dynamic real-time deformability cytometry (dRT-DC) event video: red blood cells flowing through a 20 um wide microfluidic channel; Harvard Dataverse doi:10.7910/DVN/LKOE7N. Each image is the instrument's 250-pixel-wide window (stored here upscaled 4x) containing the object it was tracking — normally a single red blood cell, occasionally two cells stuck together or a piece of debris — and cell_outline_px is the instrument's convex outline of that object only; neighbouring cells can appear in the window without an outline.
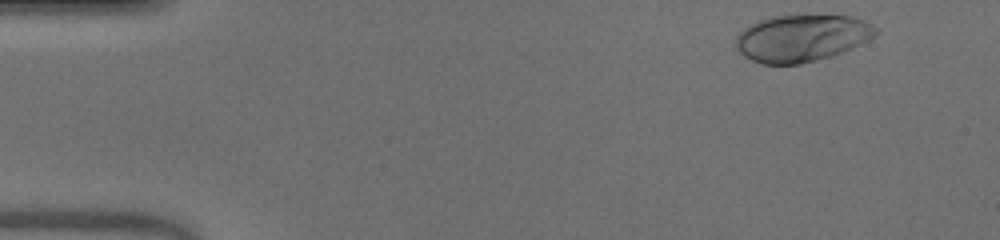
{"species": "human", "species_latin": "Homo sapiens", "temperature_condition": "warm", "stored_images_in_passage": 14, "camera_frame_rate_fps": 3000, "um_per_image_px": 0.085, "donor": {"sex": "male"}, "frame": {"image": 1, "passage_image": 2, "time_ms": 0.333, "image_size_px": [1000, 240], "cell_outline_px": [[880, 32], [868, 40], [852, 48], [832, 56], [800, 64], [760, 64], [744, 56], [736, 48], [736, 36], [748, 24], [772, 16], [852, 16], [864, 20], [880, 28]], "centroid_in_image_um": [68.16, 3.24], "position_along_channel_um": 16.8, "area_um2": 38.38}}